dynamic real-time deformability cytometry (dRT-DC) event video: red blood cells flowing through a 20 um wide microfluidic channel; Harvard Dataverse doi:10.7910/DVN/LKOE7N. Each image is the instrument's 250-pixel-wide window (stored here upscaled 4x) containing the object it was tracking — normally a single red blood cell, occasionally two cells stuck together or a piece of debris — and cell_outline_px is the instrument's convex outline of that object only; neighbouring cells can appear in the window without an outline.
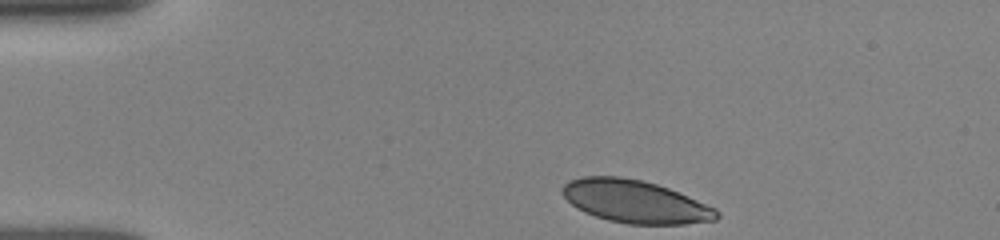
{"species": "human", "species_latin": "Homo sapiens", "temperature_condition": "room temperature", "stored_images_in_passage": 36, "camera_frame_rate_fps": 3000, "um_per_image_px": 0.085, "donor": {"sex": "female"}, "frame": {"image": 1, "passage_image": 1, "time_ms": 0.0, "image_size_px": [1000, 240], "cell_outline_px": [[720, 216], [716, 220], [684, 224], [628, 224], [608, 220], [584, 212], [576, 208], [564, 196], [564, 184], [568, 180], [584, 176], [620, 176], [640, 180], [656, 184], [668, 188], [716, 208], [720, 212]], "centroid_in_image_um": [54.0, 17.13], "position_along_channel_um": 31.0, "area_um2": 38.21}}
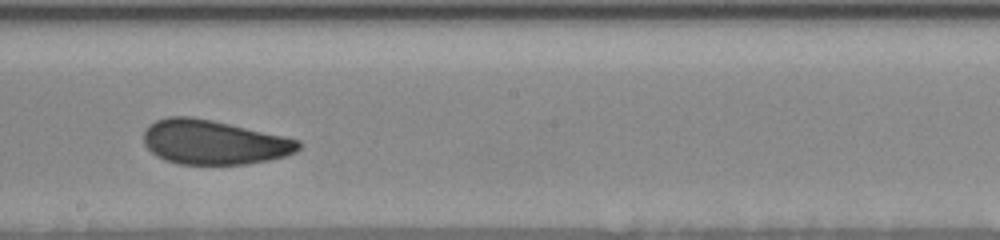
{"frame": {"image": 2, "passage_image": 21, "time_ms": 6.667, "image_size_px": [1000, 240], "cell_outline_px": [[300, 148], [296, 152], [284, 156], [268, 160], [244, 164], [180, 164], [164, 160], [156, 156], [144, 144], [144, 128], [148, 124], [156, 120], [168, 116], [192, 116], [212, 120], [300, 140]], "centroid_in_image_um": [18.12, 12.08], "position_along_channel_um": 230.1, "area_um2": 40.0}}
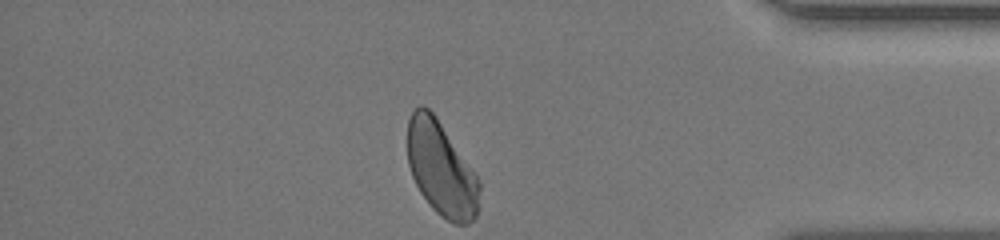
{"frame": {"image": 3, "passage_image": 36, "time_ms": 11.667, "image_size_px": [1000, 240], "cell_outline_px": [[480, 192], [476, 216], [468, 224], [452, 224], [440, 216], [428, 204], [420, 192], [412, 176], [408, 164], [408, 120], [412, 112], [420, 104], [424, 104], [436, 116], [480, 180]], "centroid_in_image_um": [37.5, 14.37], "position_along_channel_um": 397.7, "area_um2": 39.59}, "authors_computed_cell_mechanics": {"area_um2": 40.3444, "velocity_mm_per_s": 3.875, "shape_relaxation_time_tau1_ms": 4.2956, "shape_relaxation_time_tau2_ms": 1.3277, "deformation_change_tau1": 0.112, "deformation_change_tau2": 0.0512}}